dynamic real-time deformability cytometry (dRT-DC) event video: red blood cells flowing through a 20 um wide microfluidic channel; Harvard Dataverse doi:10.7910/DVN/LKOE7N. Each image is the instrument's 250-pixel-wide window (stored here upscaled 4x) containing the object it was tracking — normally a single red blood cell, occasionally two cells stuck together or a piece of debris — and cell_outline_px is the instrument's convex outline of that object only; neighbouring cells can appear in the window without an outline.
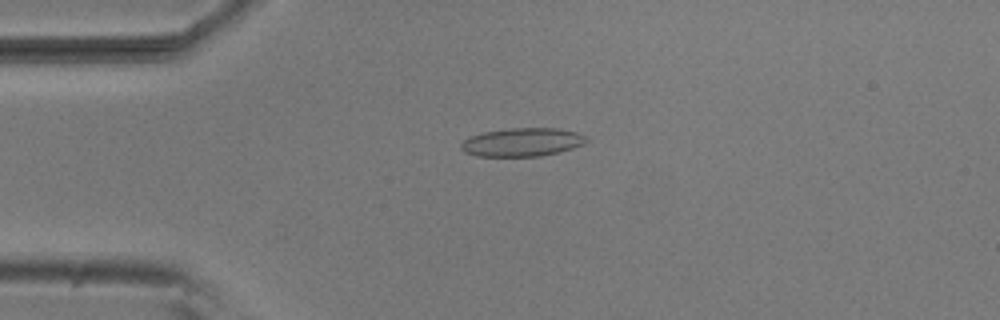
{"species": "common noctule bat (a hibernating species)", "species_latin": "Nyctalus noctula", "temperature_condition": "room temperature", "stored_images_in_passage": 42, "camera_frame_rate_fps": 3000, "um_per_image_px": 0.085, "animal": {"sex": "male", "body_mass_g": 20.5, "forearm_length_mm": 52.5}, "frame": {"image": 1, "passage_image": 2, "time_ms": 0.333, "image_size_px": [1000, 320], "cell_outline_px": [[588, 140], [584, 144], [560, 152], [540, 156], [476, 156], [464, 152], [460, 148], [460, 144], [464, 140], [472, 136], [484, 132], [512, 128], [556, 128], [576, 132], [588, 136]], "centroid_in_image_um": [44.41, 12.09], "position_along_channel_um": 40.6, "area_um2": 20.75}}
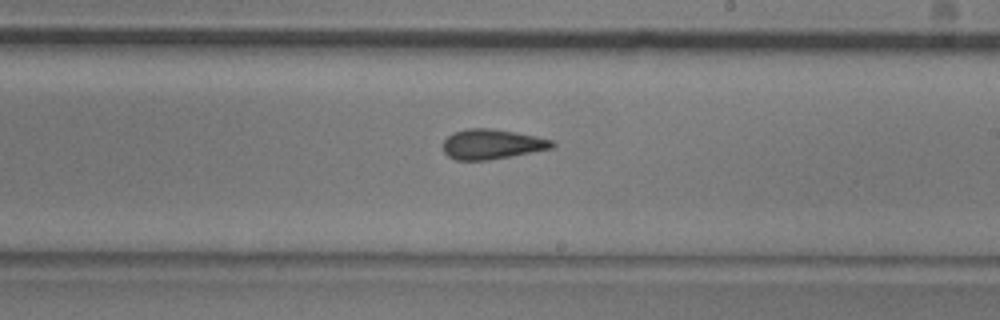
{"frame": {"image": 2, "passage_image": 20, "time_ms": 6.333, "image_size_px": [1000, 320], "cell_outline_px": [[556, 144], [552, 148], [532, 152], [488, 160], [456, 160], [448, 156], [444, 152], [444, 140], [452, 132], [468, 128], [492, 128], [516, 132], [536, 136], [552, 140]], "centroid_in_image_um": [41.8, 12.24], "position_along_channel_um": 247.2, "area_um2": 19.02}}
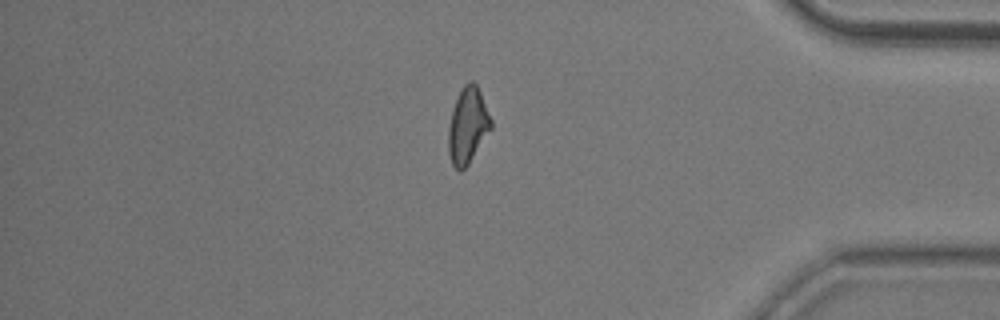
{"frame": {"image": 3, "passage_image": 34, "time_ms": 11.0, "image_size_px": [1000, 320], "cell_outline_px": [[492, 128], [468, 164], [460, 172], [452, 164], [448, 152], [448, 128], [452, 112], [456, 100], [464, 84], [468, 80], [472, 80], [476, 84], [480, 92], [492, 120]], "centroid_in_image_um": [39.76, 10.68], "position_along_channel_um": 395.4, "area_um2": 18.67}, "authors_computed_cell_mechanics": {"area_um2": 18.9295, "velocity_mm_per_s": 3.8289, "shape_relaxation_time_tau1_ms": 5.7971, "shape_relaxation_time_tau2_ms": 1.8431, "deformation_change_tau1": 0.1617, "deformation_change_tau2": 0.1019}}